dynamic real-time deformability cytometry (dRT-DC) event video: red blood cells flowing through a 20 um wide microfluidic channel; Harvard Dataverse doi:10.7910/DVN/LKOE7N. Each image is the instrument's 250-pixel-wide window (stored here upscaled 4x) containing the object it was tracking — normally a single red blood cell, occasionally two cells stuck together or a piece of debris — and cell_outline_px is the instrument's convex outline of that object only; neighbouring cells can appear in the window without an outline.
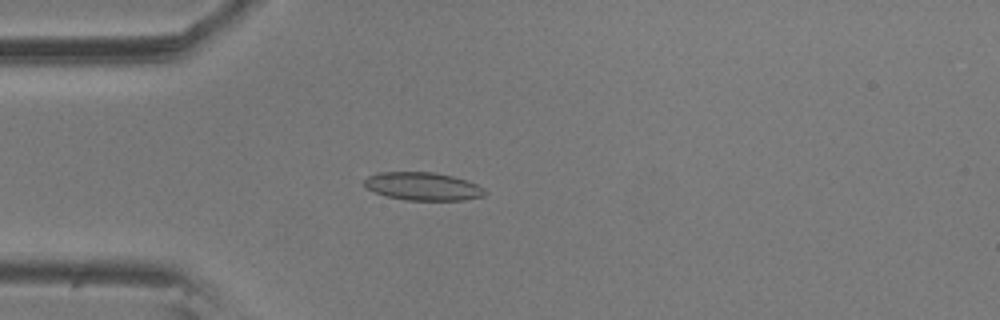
{"species": "common noctule bat (a hibernating species)", "species_latin": "Nyctalus noctula", "temperature_condition": "room temperature", "stored_images_in_passage": 55, "camera_frame_rate_fps": 3000, "um_per_image_px": 0.085, "animal": {"sex": "male", "body_mass_g": 20.5, "forearm_length_mm": 52.5}, "frame": {"image": 1, "passage_image": 14, "time_ms": 4.333, "image_size_px": [1000, 320], "cell_outline_px": [[488, 192], [484, 196], [464, 200], [404, 200], [388, 196], [376, 192], [368, 188], [364, 184], [364, 180], [368, 176], [376, 172], [432, 172], [452, 176], [476, 184], [484, 188]], "centroid_in_image_um": [35.96, 15.84], "position_along_channel_um": 49.0, "area_um2": 19.59}}
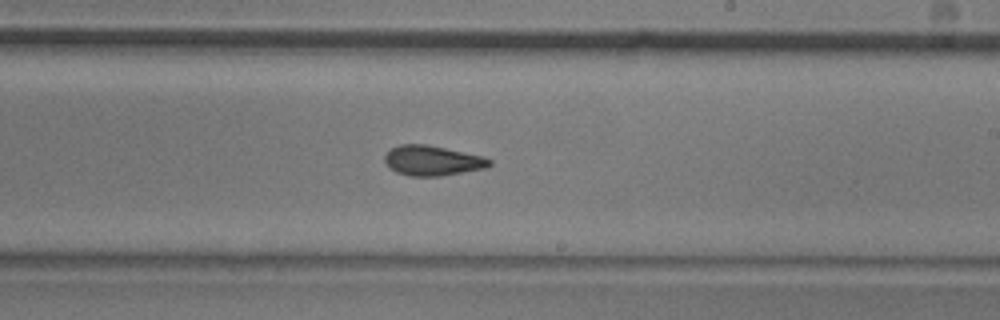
{"frame": {"image": 2, "passage_image": 32, "time_ms": 10.333, "image_size_px": [1000, 320], "cell_outline_px": [[492, 164], [484, 168], [440, 176], [412, 176], [396, 172], [388, 168], [384, 160], [384, 156], [392, 148], [400, 144], [424, 144], [484, 156], [492, 160]], "centroid_in_image_um": [36.74, 13.65], "position_along_channel_um": 252.3, "area_um2": 18.21}}
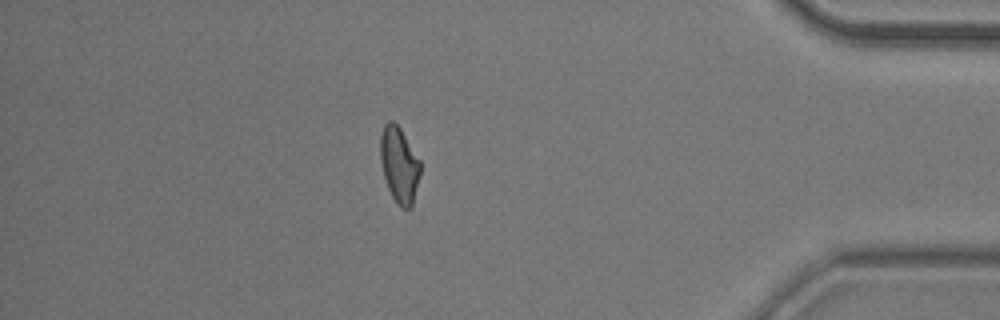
{"frame": {"image": 3, "passage_image": 48, "time_ms": 15.667, "image_size_px": [1000, 320], "cell_outline_px": [[420, 176], [412, 204], [408, 208], [400, 208], [396, 204], [388, 188], [384, 176], [380, 160], [380, 136], [384, 124], [388, 120], [392, 120], [400, 128], [420, 160]], "centroid_in_image_um": [33.92, 14.0], "position_along_channel_um": 401.3, "area_um2": 17.63}, "authors_computed_cell_mechanics": {"area_um2": 18.3804, "velocity_mm_per_s": 3.5566, "shape_relaxation_time_tau1_ms": null, "shape_relaxation_time_tau2_ms": 3.041, "deformation_change_tau1": null, "deformation_change_tau2": 0.0879}}